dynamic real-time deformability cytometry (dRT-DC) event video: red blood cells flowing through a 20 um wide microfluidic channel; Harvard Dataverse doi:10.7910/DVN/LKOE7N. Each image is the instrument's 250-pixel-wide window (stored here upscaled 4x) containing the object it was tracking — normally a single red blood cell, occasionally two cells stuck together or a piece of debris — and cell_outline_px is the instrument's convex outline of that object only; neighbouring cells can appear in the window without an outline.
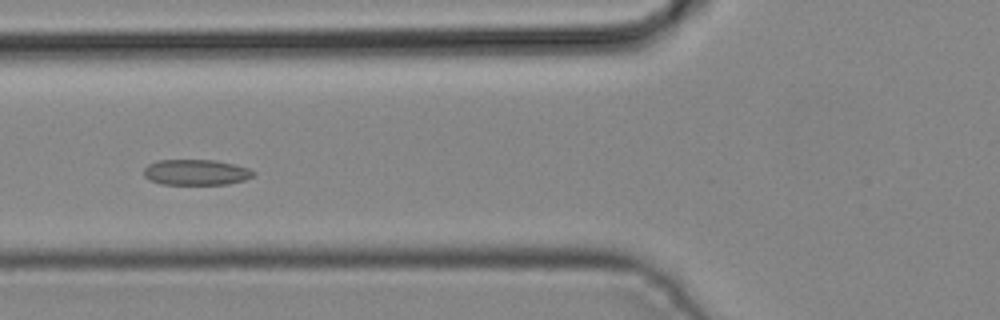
{"species": "common noctule bat (a hibernating species)", "species_latin": "Nyctalus noctula", "temperature_condition": "cold", "stored_images_in_passage": 4, "camera_frame_rate_fps": 3000, "um_per_image_px": 0.085, "animal": {"sex": "male", "body_mass_g": 19.2, "forearm_length_mm": 51.8}, "frame": {"image": 1, "passage_image": 4, "time_ms": 1.0, "image_size_px": [1000, 320], "cell_outline_px": [[256, 172], [252, 176], [244, 180], [228, 184], [160, 184], [148, 180], [144, 176], [144, 168], [148, 164], [156, 160], [216, 160], [248, 168]], "centroid_in_image_um": [16.62, 14.64], "position_along_channel_um": 109.2, "area_um2": 16.42}}